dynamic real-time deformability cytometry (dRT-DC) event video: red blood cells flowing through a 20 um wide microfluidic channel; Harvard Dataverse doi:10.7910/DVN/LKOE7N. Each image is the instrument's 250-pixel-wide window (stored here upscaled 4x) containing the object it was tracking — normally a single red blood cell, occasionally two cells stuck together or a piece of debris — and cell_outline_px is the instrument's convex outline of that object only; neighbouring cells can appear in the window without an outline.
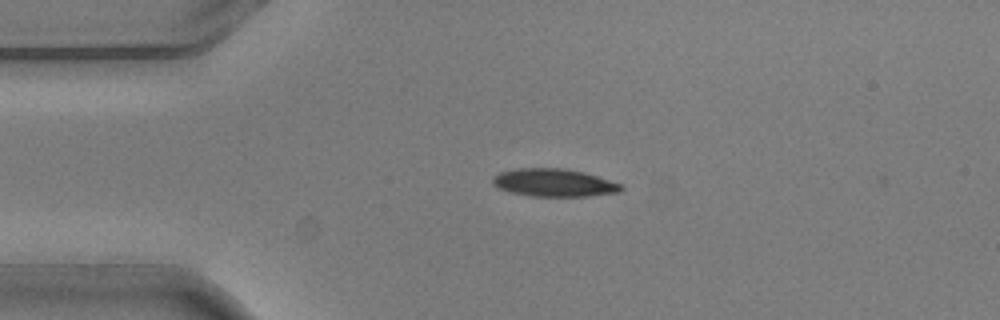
{"species": "common noctule bat (a hibernating species)", "species_latin": "Nyctalus noctula", "temperature_condition": "warm", "stored_images_in_passage": 3, "camera_frame_rate_fps": 3000, "um_per_image_px": 0.085, "animal": {"sex": "male", "body_mass_g": 20.5, "forearm_length_mm": 52.5}, "frame": {"image": 1, "passage_image": 2, "time_ms": 0.333, "image_size_px": [1000, 320], "cell_outline_px": [[624, 188], [620, 192], [588, 196], [532, 196], [512, 192], [500, 188], [492, 184], [492, 176], [500, 172], [516, 168], [564, 168], [584, 172], [624, 184]], "centroid_in_image_um": [47.12, 15.52], "position_along_channel_um": 37.9, "area_um2": 20.92}}